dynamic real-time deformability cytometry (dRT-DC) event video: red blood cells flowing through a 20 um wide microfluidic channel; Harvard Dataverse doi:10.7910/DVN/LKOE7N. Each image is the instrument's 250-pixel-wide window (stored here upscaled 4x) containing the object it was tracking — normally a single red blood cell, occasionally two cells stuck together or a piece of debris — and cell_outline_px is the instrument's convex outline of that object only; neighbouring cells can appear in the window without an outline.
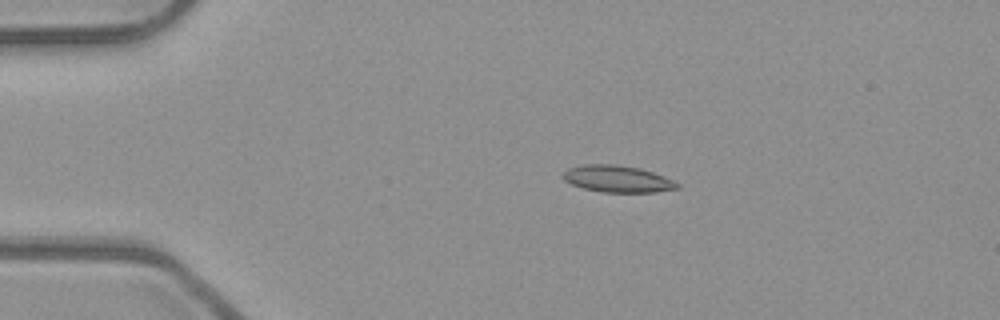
{"species": "common noctule bat (a hibernating species)", "species_latin": "Nyctalus noctula", "temperature_condition": "room temperature", "stored_images_in_passage": 7, "camera_frame_rate_fps": 3000, "um_per_image_px": 0.085, "animal": {"sex": "male", "body_mass_g": 23.1, "forearm_length_mm": 52.7}, "frame": {"image": 1, "passage_image": 4, "time_ms": 1.0, "image_size_px": [1000, 320], "cell_outline_px": [[680, 188], [656, 192], [604, 192], [584, 188], [572, 184], [564, 180], [560, 176], [568, 168], [584, 164], [616, 164], [640, 168], [664, 176], [680, 184]], "centroid_in_image_um": [52.48, 15.2], "position_along_channel_um": 32.5, "area_um2": 17.86}}
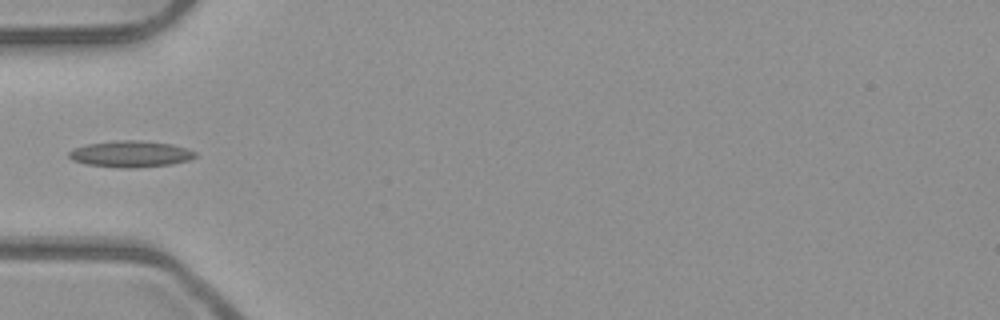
{"frame": {"image": 2, "passage_image": 6, "time_ms": 1.667, "image_size_px": [1000, 320], "cell_outline_px": [[196, 156], [188, 160], [172, 164], [136, 168], [120, 168], [84, 164], [72, 160], [68, 156], [68, 152], [72, 148], [88, 144], [116, 140], [140, 140], [172, 144], [188, 148], [196, 152]], "centroid_in_image_um": [11.08, 13.09], "position_along_channel_um": 73.9, "area_um2": 19.65}}
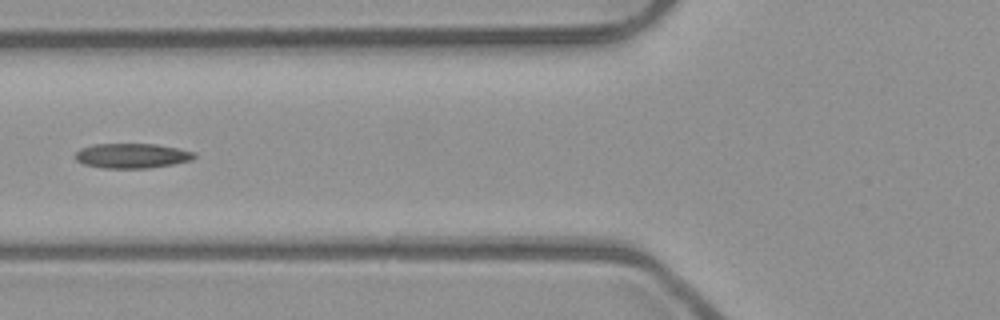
{"frame": {"image": 3, "passage_image": 7, "time_ms": 2.0, "image_size_px": [1000, 320], "cell_outline_px": [[196, 156], [192, 160], [172, 164], [148, 168], [100, 168], [84, 164], [76, 160], [72, 156], [80, 148], [92, 144], [156, 144], [196, 152]], "centroid_in_image_um": [11.17, 13.24], "position_along_channel_um": 114.6, "area_um2": 17.34}}